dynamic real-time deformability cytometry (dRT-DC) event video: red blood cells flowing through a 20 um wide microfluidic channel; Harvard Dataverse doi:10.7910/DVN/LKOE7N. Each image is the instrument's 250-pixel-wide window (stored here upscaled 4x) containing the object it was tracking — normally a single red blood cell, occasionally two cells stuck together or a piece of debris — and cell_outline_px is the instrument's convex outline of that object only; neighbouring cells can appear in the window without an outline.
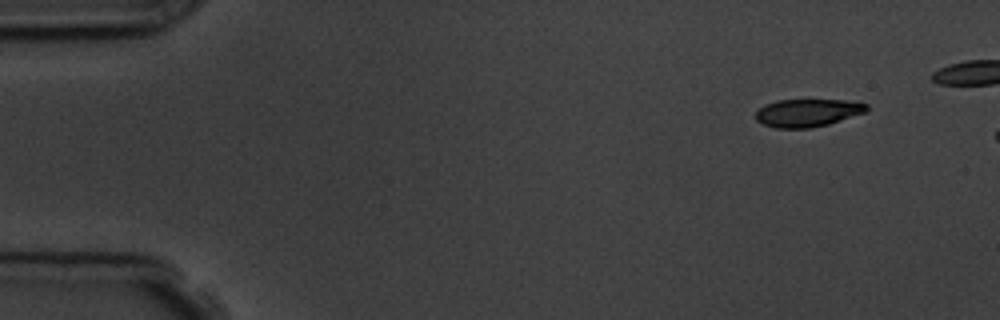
{"species": "common noctule bat (a hibernating species)", "species_latin": "Nyctalus noctula", "temperature_condition": "room temperature", "stored_images_in_passage": 3, "camera_frame_rate_fps": 3000, "um_per_image_px": 0.085, "animal": {"sex": "male", "body_mass_g": 19.5, "forearm_length_mm": 54.6}, "frame": {"image": 1, "passage_image": 1, "time_ms": 0.0, "image_size_px": [1000, 320], "cell_outline_px": [[868, 108], [864, 112], [828, 124], [808, 128], [776, 128], [764, 124], [756, 120], [756, 112], [764, 104], [776, 100], [860, 100], [868, 104]], "centroid_in_image_um": [68.66, 9.57], "position_along_channel_um": 16.3, "area_um2": 17.98}}